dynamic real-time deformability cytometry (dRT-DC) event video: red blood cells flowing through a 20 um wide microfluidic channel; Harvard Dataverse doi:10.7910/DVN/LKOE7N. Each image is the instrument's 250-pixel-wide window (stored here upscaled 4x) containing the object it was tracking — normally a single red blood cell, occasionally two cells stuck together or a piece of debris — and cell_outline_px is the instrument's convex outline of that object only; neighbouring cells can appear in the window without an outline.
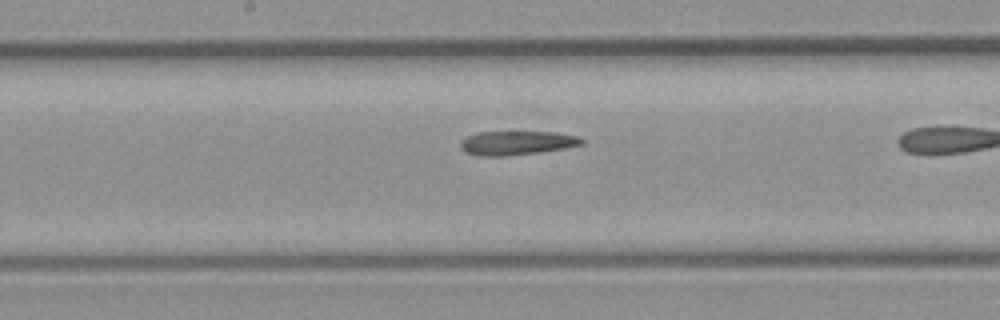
{"species": "common noctule bat (a hibernating species)", "species_latin": "Nyctalus noctula", "temperature_condition": "room temperature", "stored_images_in_passage": 26, "camera_frame_rate_fps": 3000, "um_per_image_px": 0.085, "animal": {"sex": "male", "body_mass_g": 23.1, "forearm_length_mm": 52.7}, "frame": {"image": 1, "passage_image": 15, "time_ms": 4.667, "image_size_px": [1000, 320], "cell_outline_px": [[584, 144], [564, 148], [540, 152], [508, 156], [476, 156], [464, 152], [460, 148], [460, 140], [476, 132], [552, 132], [576, 136], [584, 140]], "centroid_in_image_um": [43.86, 12.16], "position_along_channel_um": 204.3, "area_um2": 17.05}}